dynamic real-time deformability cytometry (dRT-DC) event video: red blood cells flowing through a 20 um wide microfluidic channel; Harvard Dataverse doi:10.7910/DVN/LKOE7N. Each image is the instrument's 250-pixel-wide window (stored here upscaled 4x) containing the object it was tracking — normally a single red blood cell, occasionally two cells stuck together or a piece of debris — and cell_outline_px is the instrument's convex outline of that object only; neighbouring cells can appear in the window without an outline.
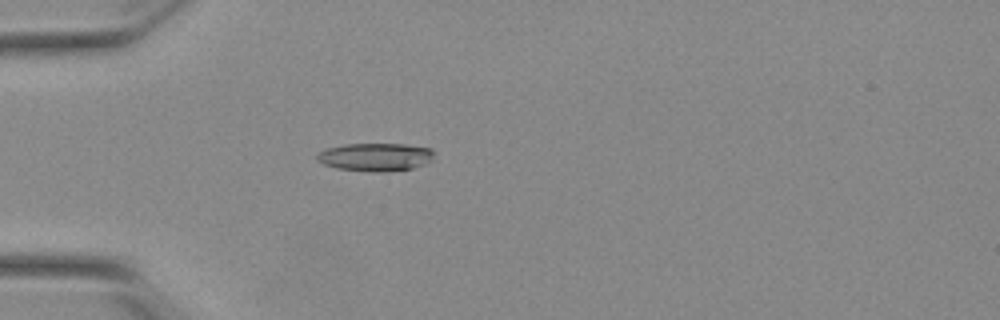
{"species": "Egyptian fruit bat (a non-hibernating species)", "species_latin": "Rousettus aegyptiacus", "temperature_condition": "warm", "stored_images_in_passage": 42, "camera_frame_rate_fps": 3000, "um_per_image_px": 0.085, "animal": {"sex": "female"}, "frame": {"image": 1, "passage_image": 5, "time_ms": 1.333, "image_size_px": [1000, 320], "cell_outline_px": [[432, 160], [424, 164], [412, 168], [384, 172], [372, 172], [336, 168], [324, 164], [316, 160], [316, 156], [320, 152], [328, 148], [344, 144], [404, 144], [432, 148]], "centroid_in_image_um": [31.9, 13.35], "position_along_channel_um": 53.1, "area_um2": 19.07}}
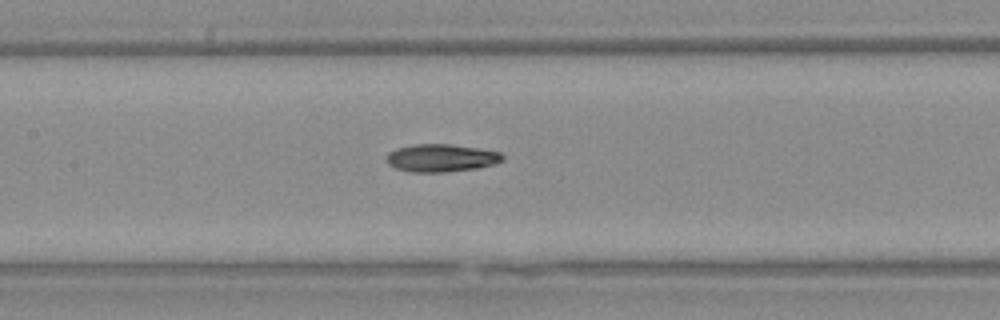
{"frame": {"image": 2, "passage_image": 15, "time_ms": 4.667, "image_size_px": [1000, 320], "cell_outline_px": [[504, 160], [492, 164], [476, 168], [444, 172], [408, 172], [396, 168], [388, 164], [388, 152], [396, 148], [416, 144], [448, 144], [476, 148], [500, 152], [504, 156]], "centroid_in_image_um": [37.49, 13.43], "position_along_channel_um": 169.9, "area_um2": 18.55}}
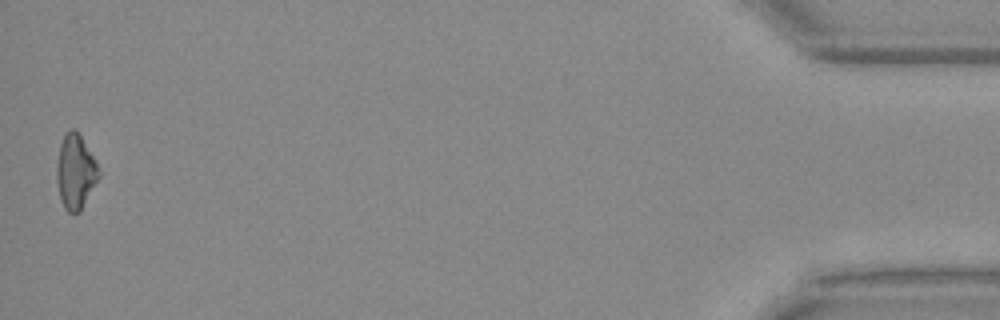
{"frame": {"image": 3, "passage_image": 42, "time_ms": 13.667, "image_size_px": [1000, 320], "cell_outline_px": [[100, 176], [80, 212], [68, 212], [64, 208], [60, 200], [56, 180], [56, 164], [60, 144], [64, 132], [72, 128], [76, 128], [80, 132], [100, 172]], "centroid_in_image_um": [6.39, 14.56], "position_along_channel_um": 428.8, "area_um2": 18.5}, "authors_computed_cell_mechanics": {"area_um2": 18.2937, "velocity_mm_per_s": 3.8715, "shape_relaxation_time_tau1_ms": 8.2633, "shape_relaxation_time_tau2_ms": 5.3216, "deformation_change_tau1": 0.2109, "deformation_change_tau2": 0.1253}}